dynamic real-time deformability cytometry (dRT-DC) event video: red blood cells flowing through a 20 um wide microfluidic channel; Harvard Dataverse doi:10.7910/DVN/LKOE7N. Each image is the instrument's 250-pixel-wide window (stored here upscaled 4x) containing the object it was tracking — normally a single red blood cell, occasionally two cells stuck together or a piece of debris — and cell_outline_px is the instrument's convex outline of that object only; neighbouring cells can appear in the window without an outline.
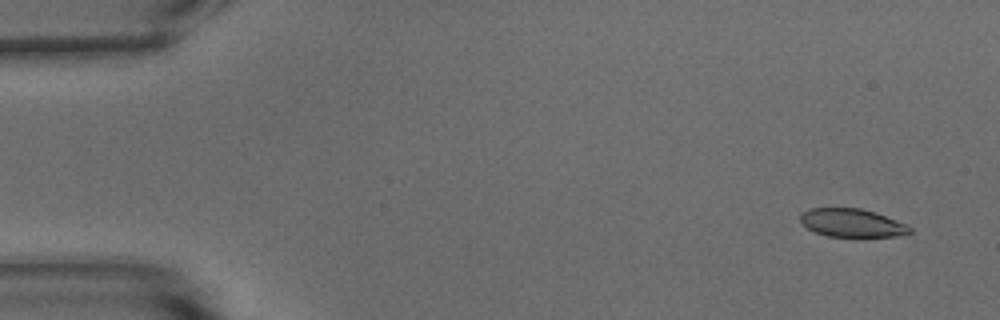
{"species": "common noctule bat (a hibernating species)", "species_latin": "Nyctalus noctula", "temperature_condition": "warm", "stored_images_in_passage": 51, "camera_frame_rate_fps": 3000, "um_per_image_px": 0.085, "animal": {"sex": "male", "body_mass_g": 15.6}, "frame": {"image": 1, "passage_image": 1, "time_ms": 0.0, "image_size_px": [1000, 320], "cell_outline_px": [[912, 232], [896, 236], [828, 236], [816, 232], [800, 224], [800, 212], [808, 208], [860, 208], [876, 212], [904, 224], [912, 228]], "centroid_in_image_um": [72.35, 18.93], "position_along_channel_um": 12.6, "area_um2": 17.92}}
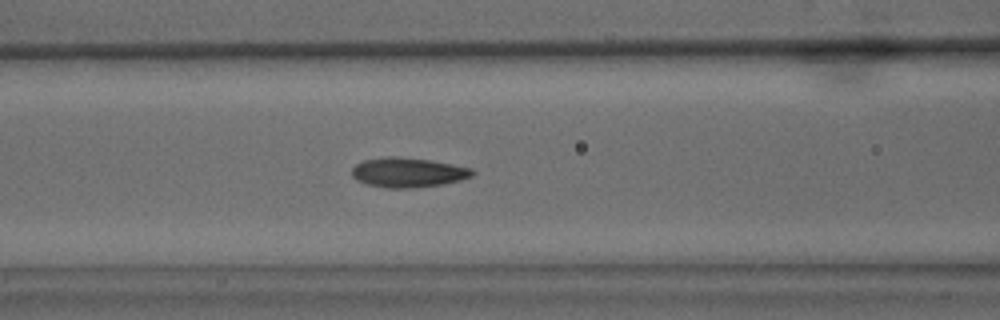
{"frame": {"image": 2, "passage_image": 20, "time_ms": 6.333, "image_size_px": [1000, 320], "cell_outline_px": [[476, 172], [472, 176], [460, 180], [444, 184], [412, 188], [384, 188], [368, 184], [356, 180], [352, 176], [352, 168], [356, 164], [364, 160], [388, 156], [396, 156], [428, 160], [452, 164], [472, 168]], "centroid_in_image_um": [34.68, 14.66], "position_along_channel_um": 131.9, "area_um2": 20.87}}
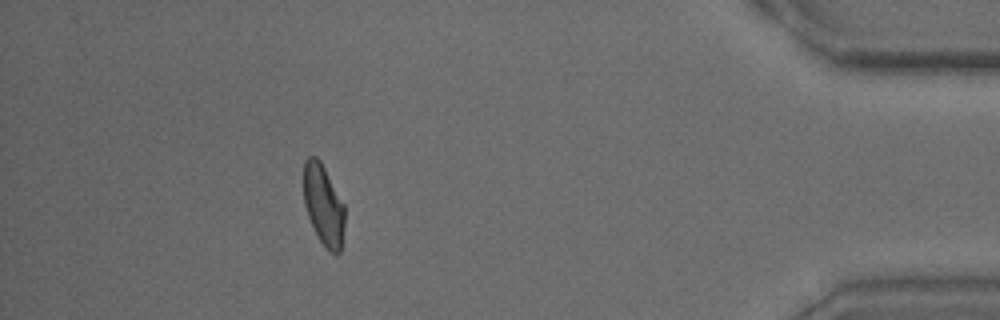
{"frame": {"image": 3, "passage_image": 46, "time_ms": 15.0, "image_size_px": [1000, 320], "cell_outline_px": [[344, 224], [340, 252], [336, 256], [328, 252], [324, 248], [308, 216], [304, 204], [304, 160], [308, 156], [316, 156], [320, 160], [344, 204]], "centroid_in_image_um": [27.49, 17.45], "position_along_channel_um": 407.7, "area_um2": 19.31}, "authors_computed_cell_mechanics": {"area_um2": 19.941, "velocity_mm_per_s": 3.7776, "shape_relaxation_time_tau1_ms": 4.818, "shape_relaxation_time_tau2_ms": 1.4304, "deformation_change_tau1": 0.1498, "deformation_change_tau2": 0.0735}}